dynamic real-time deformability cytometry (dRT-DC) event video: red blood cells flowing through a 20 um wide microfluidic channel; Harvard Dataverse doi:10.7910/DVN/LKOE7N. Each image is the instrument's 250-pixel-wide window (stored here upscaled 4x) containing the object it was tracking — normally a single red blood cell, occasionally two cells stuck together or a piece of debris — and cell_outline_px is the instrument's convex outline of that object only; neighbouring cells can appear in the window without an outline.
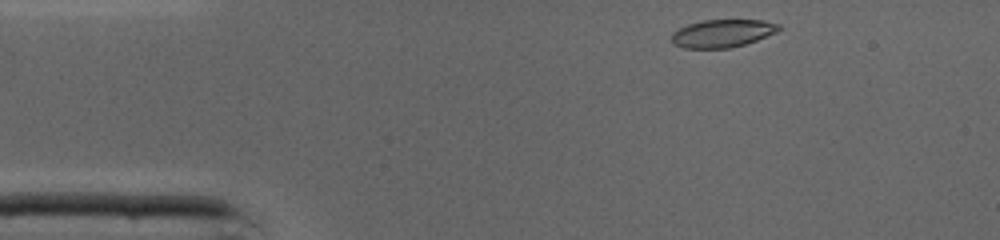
{"species": "common noctule bat (a hibernating species)", "species_latin": "Nyctalus noctula", "temperature_condition": "cold", "stored_images_in_passage": 3, "camera_frame_rate_fps": 3000, "um_per_image_px": 0.085, "animal": {"sex": "male", "body_mass_g": 19.0, "forearm_length_mm": 50.8}, "frame": {"image": 1, "passage_image": 1, "time_ms": 0.0, "image_size_px": [1000, 240], "cell_outline_px": [[784, 28], [776, 32], [756, 40], [744, 44], [728, 48], [684, 48], [672, 44], [672, 32], [688, 24], [704, 20], [764, 20], [780, 24]], "centroid_in_image_um": [61.42, 2.83], "position_along_channel_um": 23.6, "area_um2": 17.4}}